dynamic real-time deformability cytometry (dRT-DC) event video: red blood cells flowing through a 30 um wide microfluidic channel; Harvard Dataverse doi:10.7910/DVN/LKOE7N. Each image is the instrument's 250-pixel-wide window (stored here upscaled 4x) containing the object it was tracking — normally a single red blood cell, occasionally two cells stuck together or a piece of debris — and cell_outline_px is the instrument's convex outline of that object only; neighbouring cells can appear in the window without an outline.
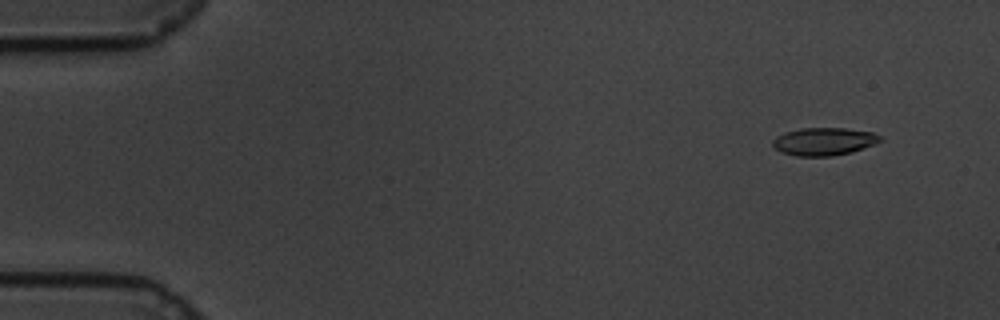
{"species": "common noctule bat (a hibernating species)", "species_latin": "Nyctalus noctula", "temperature_condition": "cold", "stored_images_in_passage": 60, "camera_frame_rate_fps": 3000, "um_per_image_px": 0.085, "animal": {"sex": "male", "body_mass_g": 19.5, "forearm_length_mm": 54.6}, "frame": {"image": 1, "passage_image": 5, "time_ms": 1.333, "image_size_px": [1000, 320], "cell_outline_px": [[880, 140], [872, 144], [852, 152], [832, 156], [796, 156], [780, 152], [772, 144], [772, 140], [776, 136], [784, 132], [800, 128], [844, 128], [872, 132], [880, 136]], "centroid_in_image_um": [69.97, 12.02], "position_along_channel_um": 15.0, "area_um2": 17.28}}
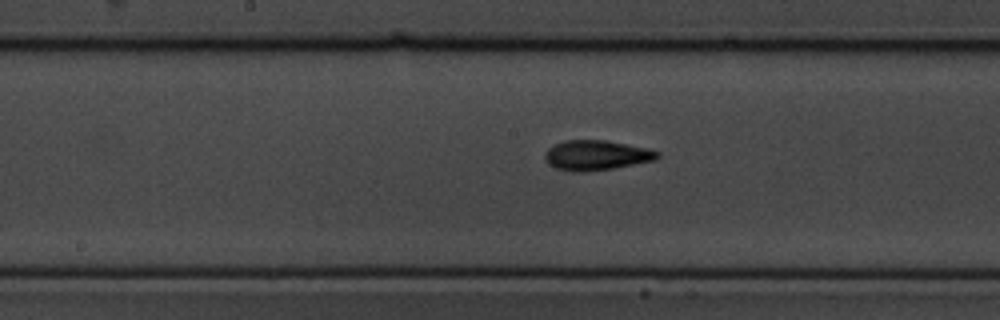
{"frame": {"image": 2, "passage_image": 31, "time_ms": 10.0, "image_size_px": [1000, 320], "cell_outline_px": [[660, 156], [656, 160], [612, 168], [584, 172], [572, 172], [556, 168], [548, 164], [544, 160], [544, 152], [548, 148], [564, 140], [604, 140], [648, 148], [660, 152]], "centroid_in_image_um": [50.66, 13.2], "position_along_channel_um": 197.5, "area_um2": 19.71}}
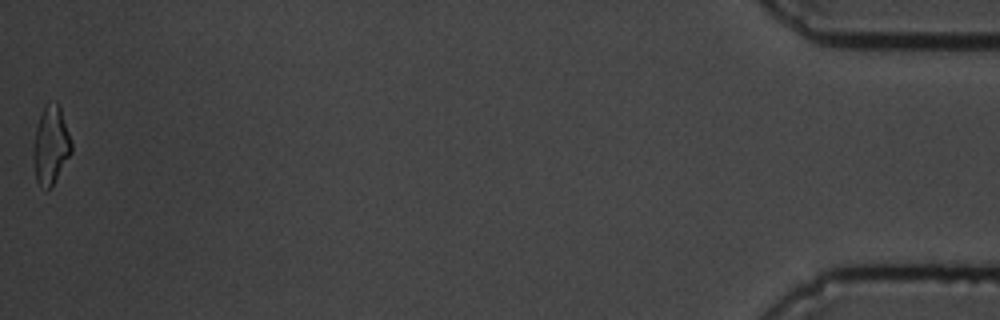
{"frame": {"image": 3, "passage_image": 60, "time_ms": 19.667, "image_size_px": [1000, 320], "cell_outline_px": [[72, 152], [52, 184], [44, 192], [36, 180], [32, 156], [36, 128], [44, 104], [56, 100], [60, 108], [72, 140]], "centroid_in_image_um": [4.31, 12.33], "position_along_channel_um": 430.9, "area_um2": 17.34}, "authors_computed_cell_mechanics": {"area_um2": 17.7735, "velocity_mm_per_s": 3.3777, "shape_relaxation_time_tau1_ms": 4.4357, "shape_relaxation_time_tau2_ms": 5.0857, "deformation_change_tau1": 0.1679, "deformation_change_tau2": 0.1223}}